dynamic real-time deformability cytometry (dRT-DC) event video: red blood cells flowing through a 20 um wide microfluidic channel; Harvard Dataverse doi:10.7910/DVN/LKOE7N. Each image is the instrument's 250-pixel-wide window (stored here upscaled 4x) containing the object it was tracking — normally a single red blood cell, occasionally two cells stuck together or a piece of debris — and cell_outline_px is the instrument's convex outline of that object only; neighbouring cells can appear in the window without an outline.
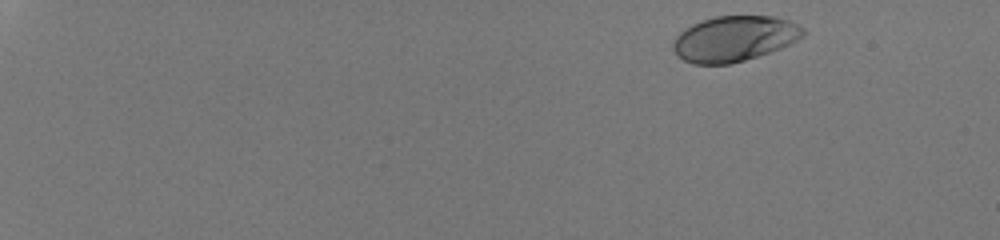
{"species": "human", "species_latin": "Homo sapiens", "temperature_condition": "room temperature", "stored_images_in_passage": 49, "camera_frame_rate_fps": 3000, "um_per_image_px": 0.085, "donor": {"sex": "male"}, "frame": {"image": 1, "passage_image": 2, "time_ms": 0.333, "image_size_px": [1000, 240], "cell_outline_px": [[804, 36], [780, 48], [732, 64], [692, 64], [684, 60], [672, 48], [672, 44], [676, 36], [684, 28], [692, 24], [716, 16], [772, 16], [788, 20], [804, 28]], "centroid_in_image_um": [62.39, 3.28], "position_along_channel_um": 22.6, "area_um2": 34.16}}
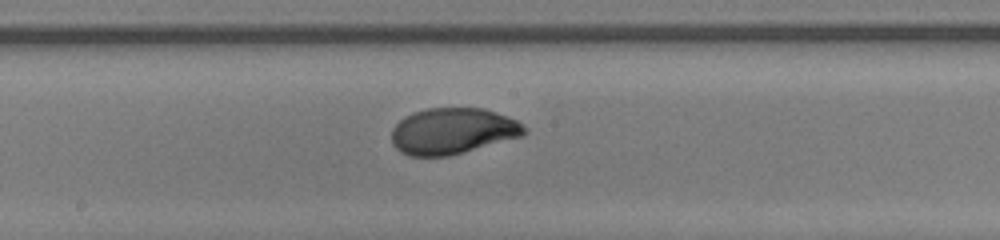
{"frame": {"image": 2, "passage_image": 29, "time_ms": 9.333, "image_size_px": [1000, 240], "cell_outline_px": [[528, 132], [524, 136], [448, 156], [408, 156], [400, 152], [392, 144], [392, 128], [404, 116], [412, 112], [428, 108], [484, 108], [508, 116], [516, 120], [528, 128]], "centroid_in_image_um": [38.49, 11.14], "position_along_channel_um": 209.7, "area_um2": 36.01}}
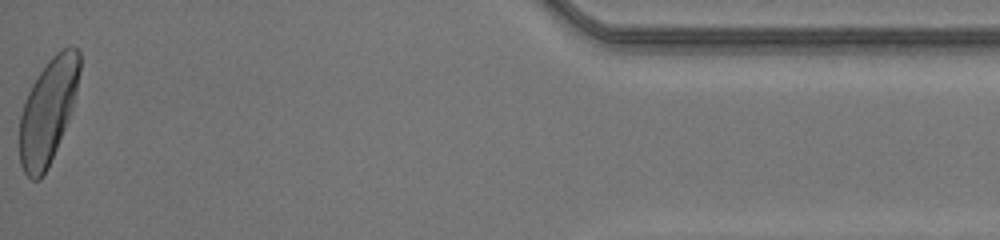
{"frame": {"image": 3, "passage_image": 49, "time_ms": 16.0, "image_size_px": [1000, 240], "cell_outline_px": [[80, 72], [72, 108], [48, 168], [40, 180], [32, 180], [24, 172], [20, 164], [20, 116], [28, 92], [32, 84], [48, 60], [56, 52], [68, 44], [72, 44], [80, 52]], "centroid_in_image_um": [4.08, 9.4], "position_along_channel_um": 431.1, "area_um2": 36.3}, "authors_computed_cell_mechanics": {"area_um2": 35.6048, "velocity_mm_per_s": 4.2086, "shape_relaxation_time_tau1_ms": 3.6343, "shape_relaxation_time_tau2_ms": null, "deformation_change_tau1": 0.1842, "deformation_change_tau2": null}}